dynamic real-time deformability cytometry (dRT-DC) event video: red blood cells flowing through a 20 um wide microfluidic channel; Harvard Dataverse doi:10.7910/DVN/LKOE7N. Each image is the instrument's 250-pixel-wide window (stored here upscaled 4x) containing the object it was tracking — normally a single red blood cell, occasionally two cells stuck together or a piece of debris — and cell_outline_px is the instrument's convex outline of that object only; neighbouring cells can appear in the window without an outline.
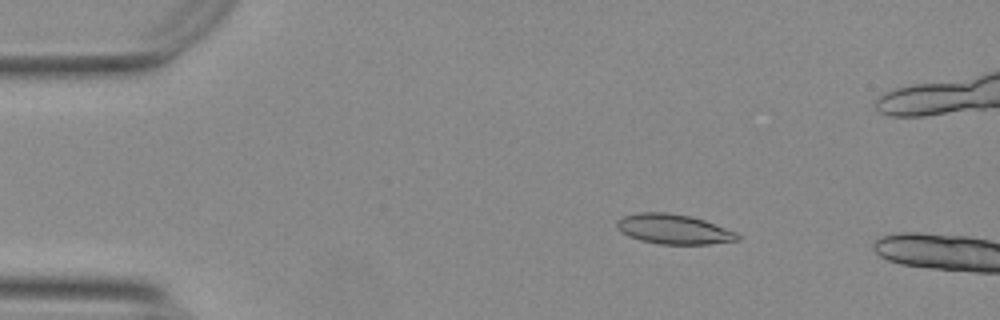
{"species": "Egyptian fruit bat (a non-hibernating species)", "species_latin": "Rousettus aegyptiacus", "temperature_condition": "warm", "stored_images_in_passage": 12, "camera_frame_rate_fps": 3000, "um_per_image_px": 0.085, "animal": {"sex": "female"}, "frame": {"image": 1, "passage_image": 9, "time_ms": 2.667, "image_size_px": [1000, 320], "cell_outline_px": [[740, 240], [708, 244], [660, 244], [640, 240], [628, 236], [620, 232], [616, 228], [616, 220], [624, 216], [640, 212], [668, 212], [688, 216], [704, 220], [736, 232], [740, 236]], "centroid_in_image_um": [57.23, 19.48], "position_along_channel_um": 27.8, "area_um2": 20.98}}